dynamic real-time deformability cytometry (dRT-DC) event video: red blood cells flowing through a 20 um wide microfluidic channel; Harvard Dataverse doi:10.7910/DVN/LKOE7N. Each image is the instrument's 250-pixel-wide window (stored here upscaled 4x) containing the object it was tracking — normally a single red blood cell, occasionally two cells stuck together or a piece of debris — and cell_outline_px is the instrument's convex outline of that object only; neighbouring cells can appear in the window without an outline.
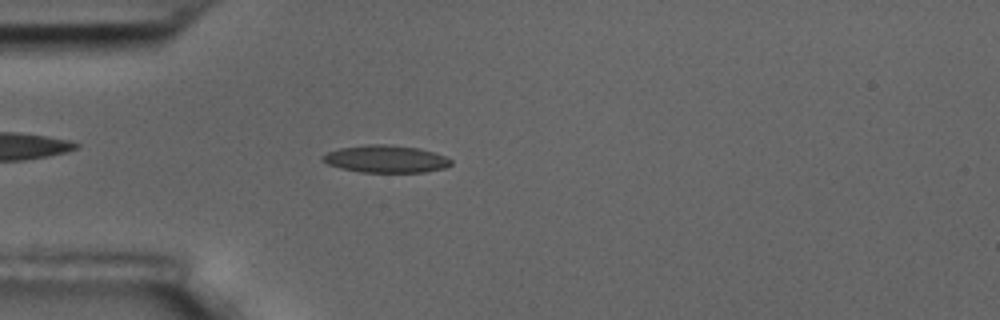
{"species": "common noctule bat (a hibernating species)", "species_latin": "Nyctalus noctula", "temperature_condition": "room temperature", "stored_images_in_passage": 5, "camera_frame_rate_fps": 3000, "um_per_image_px": 0.085, "animal": {"sex": "male", "body_mass_g": 17.5, "forearm_length_mm": 52.3}, "frame": {"image": 1, "passage_image": 5, "time_ms": 4.667, "image_size_px": [1000, 320], "cell_outline_px": [[452, 164], [444, 168], [424, 172], [360, 172], [340, 168], [328, 164], [320, 160], [320, 156], [328, 152], [340, 148], [368, 144], [392, 144], [416, 148], [432, 152], [444, 156], [452, 160]], "centroid_in_image_um": [32.75, 13.51], "position_along_channel_um": 52.2, "area_um2": 20.46}}